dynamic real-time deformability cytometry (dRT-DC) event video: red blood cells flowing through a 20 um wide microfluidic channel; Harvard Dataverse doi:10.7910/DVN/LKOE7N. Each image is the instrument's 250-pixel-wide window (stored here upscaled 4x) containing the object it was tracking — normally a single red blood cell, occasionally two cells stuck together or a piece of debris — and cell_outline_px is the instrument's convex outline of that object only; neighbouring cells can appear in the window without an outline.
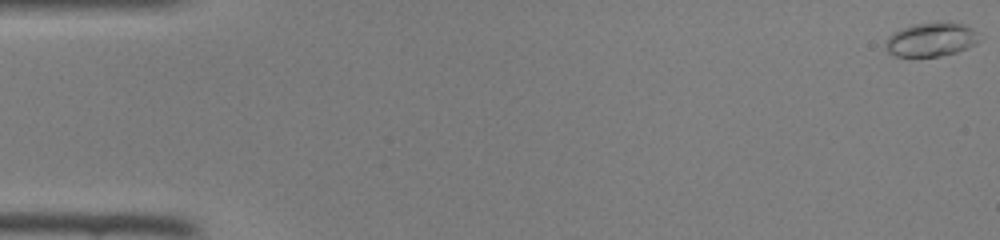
{"species": "common noctule bat (a hibernating species)", "species_latin": "Nyctalus noctula", "temperature_condition": "room temperature", "stored_images_in_passage": 47, "camera_frame_rate_fps": 3000, "um_per_image_px": 0.085, "animal": {"sex": "female", "body_mass_g": 22.0, "forearm_length_mm": 56.7}, "frame": {"image": 1, "passage_image": 1, "time_ms": 0.0, "image_size_px": [1000, 240], "cell_outline_px": [[984, 40], [976, 44], [956, 52], [940, 56], [896, 56], [888, 52], [884, 48], [884, 44], [888, 36], [892, 32], [900, 28], [912, 24], [936, 20], [948, 20], [964, 24], [980, 32]], "centroid_in_image_um": [79.2, 3.31], "position_along_channel_um": 5.8, "area_um2": 19.48}}
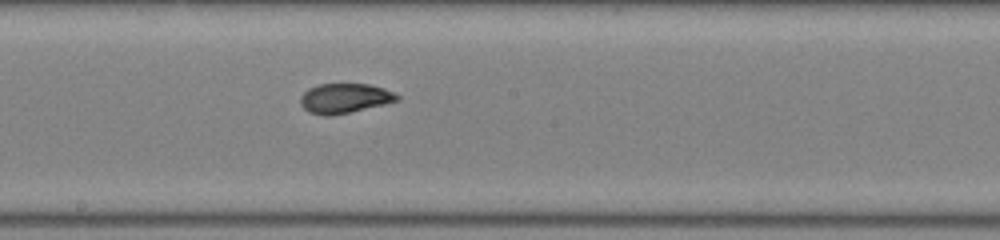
{"frame": {"image": 2, "passage_image": 26, "time_ms": 8.333, "image_size_px": [1000, 240], "cell_outline_px": [[400, 100], [384, 104], [348, 112], [328, 116], [324, 116], [308, 112], [300, 104], [300, 96], [308, 88], [320, 84], [368, 84], [384, 88], [396, 92], [400, 96]], "centroid_in_image_um": [29.3, 8.34], "position_along_channel_um": 218.9, "area_um2": 16.76}}
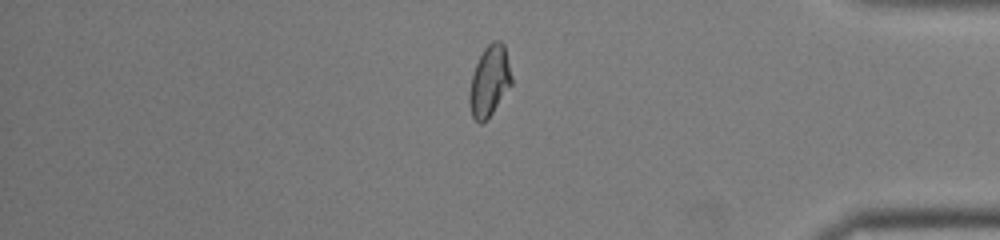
{"frame": {"image": 3, "passage_image": 40, "time_ms": 13.0, "image_size_px": [1000, 240], "cell_outline_px": [[512, 84], [492, 112], [480, 124], [472, 116], [468, 104], [468, 92], [472, 76], [476, 64], [484, 48], [492, 40], [500, 40], [504, 44], [512, 76]], "centroid_in_image_um": [41.59, 6.86], "position_along_channel_um": 393.6, "area_um2": 17.28}}